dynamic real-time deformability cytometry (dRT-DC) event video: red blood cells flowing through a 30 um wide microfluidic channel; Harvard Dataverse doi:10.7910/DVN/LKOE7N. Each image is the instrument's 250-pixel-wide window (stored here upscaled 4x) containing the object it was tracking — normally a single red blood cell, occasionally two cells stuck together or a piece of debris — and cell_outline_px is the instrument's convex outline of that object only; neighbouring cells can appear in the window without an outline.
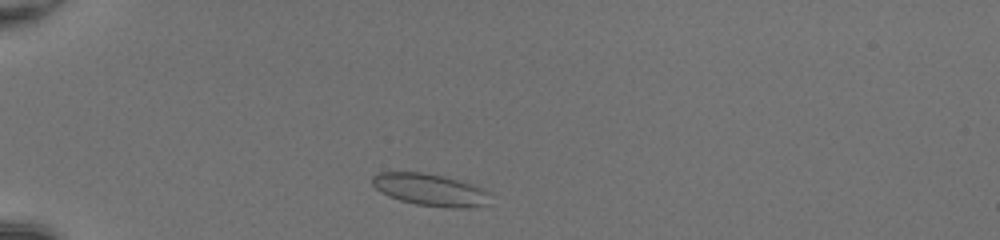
{"species": "common noctule bat (a hibernating species)", "species_latin": "Nyctalus noctula", "temperature_condition": "room temperature", "stored_images_in_passage": 38, "camera_frame_rate_fps": 3000, "um_per_image_px": 0.085, "animal": {"sex": "female", "body_mass_g": 20.0, "forearm_length_mm": 54.0}, "frame": {"image": 1, "passage_image": 3, "time_ms": 0.667, "image_size_px": [1000, 240], "cell_outline_px": [[488, 204], [468, 208], [452, 208], [416, 204], [400, 200], [388, 196], [380, 192], [372, 184], [372, 176], [380, 172], [424, 172], [444, 176], [460, 180], [484, 188], [488, 192]], "centroid_in_image_um": [36.56, 16.12], "position_along_channel_um": 48.4, "area_um2": 22.14}}
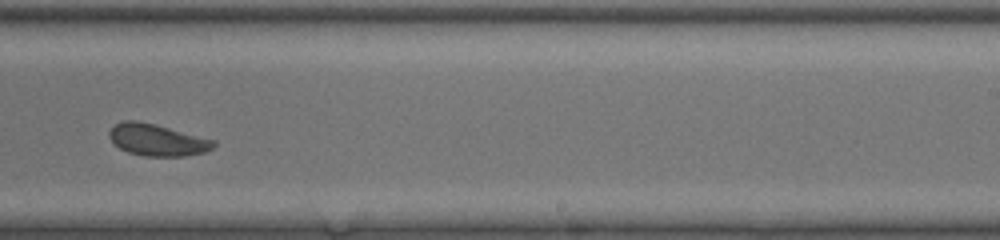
{"frame": {"image": 2, "passage_image": 22, "time_ms": 7.0, "image_size_px": [1000, 240], "cell_outline_px": [[216, 144], [212, 148], [204, 152], [184, 156], [144, 156], [128, 152], [120, 148], [108, 136], [108, 132], [116, 124], [124, 120], [136, 120], [156, 124], [216, 140]], "centroid_in_image_um": [13.38, 11.89], "position_along_channel_um": 275.6, "area_um2": 19.31}}
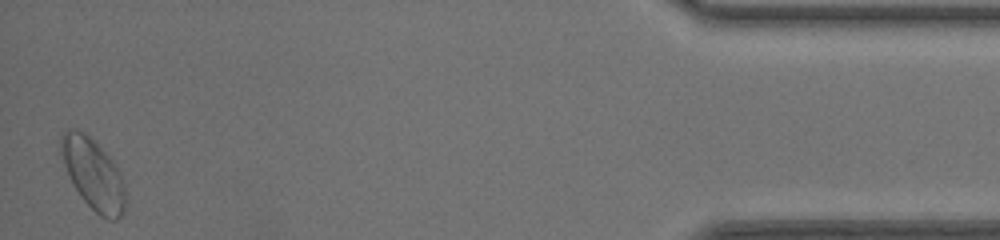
{"frame": {"image": 3, "passage_image": 38, "time_ms": 12.333, "image_size_px": [1000, 240], "cell_outline_px": [[124, 212], [116, 220], [108, 220], [100, 216], [80, 196], [72, 184], [64, 164], [60, 152], [60, 136], [68, 128], [72, 128], [84, 132], [112, 160], [120, 172], [124, 180]], "centroid_in_image_um": [7.91, 14.8], "position_along_channel_um": 427.3, "area_um2": 26.36}, "authors_computed_cell_mechanics": {"area_um2": 19.6231, "velocity_mm_per_s": 4.1831, "shape_relaxation_time_tau1_ms": 3.3193, "shape_relaxation_time_tau2_ms": 8.5356, "deformation_change_tau1": 0.0798, "deformation_change_tau2": 0.1104}}